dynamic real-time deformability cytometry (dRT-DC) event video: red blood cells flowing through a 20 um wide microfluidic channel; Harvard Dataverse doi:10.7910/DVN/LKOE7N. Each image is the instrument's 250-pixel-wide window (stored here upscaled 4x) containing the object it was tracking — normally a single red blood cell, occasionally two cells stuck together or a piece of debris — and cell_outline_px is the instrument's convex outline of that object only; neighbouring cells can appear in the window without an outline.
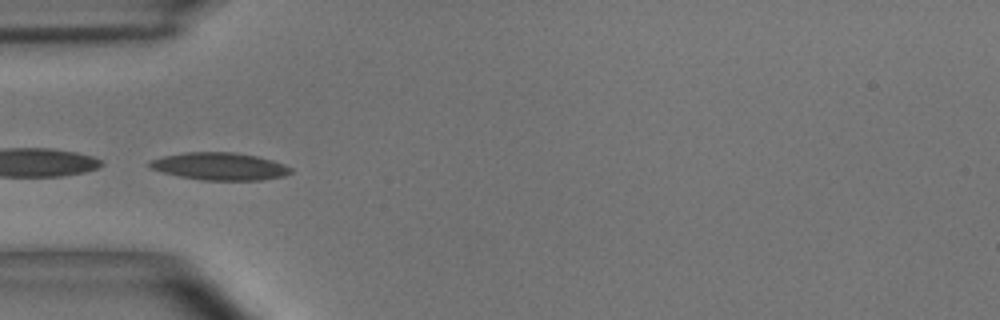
{"species": "common noctule bat (a hibernating species)", "species_latin": "Nyctalus noctula", "temperature_condition": "room temperature", "stored_images_in_passage": 7, "camera_frame_rate_fps": 3000, "um_per_image_px": 0.085, "animal": {"sex": "male", "body_mass_g": 15.6}, "frame": {"image": 1, "passage_image": 3, "time_ms": 0.667, "image_size_px": [1000, 320], "cell_outline_px": [[292, 172], [284, 176], [260, 180], [200, 180], [180, 176], [148, 168], [148, 160], [164, 156], [184, 152], [232, 152], [256, 156], [272, 160], [284, 164], [292, 168]], "centroid_in_image_um": [18.65, 14.14], "position_along_channel_um": 66.3, "area_um2": 22.6}}